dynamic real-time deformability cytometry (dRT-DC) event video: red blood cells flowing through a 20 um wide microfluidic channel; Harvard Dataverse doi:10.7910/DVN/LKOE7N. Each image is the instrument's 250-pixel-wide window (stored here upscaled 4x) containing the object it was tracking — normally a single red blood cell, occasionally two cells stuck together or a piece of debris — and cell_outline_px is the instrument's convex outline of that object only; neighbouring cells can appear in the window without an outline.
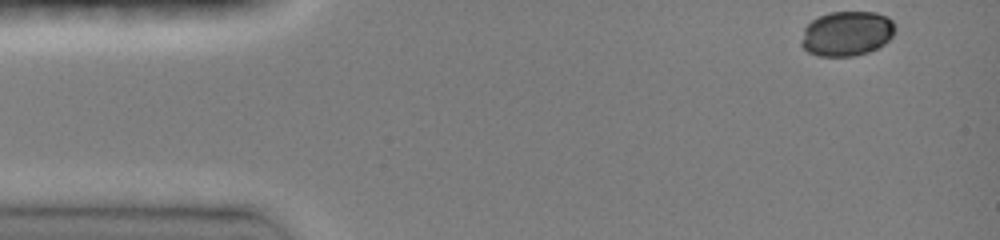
{"species": "common noctule bat (a hibernating species)", "species_latin": "Nyctalus noctula", "temperature_condition": "room temperature", "stored_images_in_passage": 40, "camera_frame_rate_fps": 3000, "um_per_image_px": 0.085, "animal": {"sex": "female", "body_mass_g": 19.0, "forearm_length_mm": 51.5}, "frame": {"image": 1, "passage_image": 1, "time_ms": 0.0, "image_size_px": [1000, 240], "cell_outline_px": [[896, 28], [892, 36], [884, 44], [868, 52], [856, 56], [820, 56], [808, 52], [800, 44], [800, 40], [804, 28], [816, 16], [828, 12], [876, 12], [888, 16], [896, 24]], "centroid_in_image_um": [71.97, 2.84], "position_along_channel_um": 13.0, "area_um2": 24.85}}
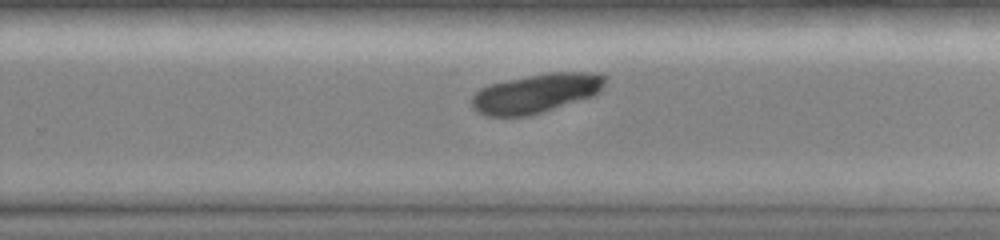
{"frame": {"image": 2, "passage_image": 28, "time_ms": 9.0, "image_size_px": [1000, 240], "cell_outline_px": [[608, 76], [600, 92], [592, 96], [528, 116], [488, 116], [476, 112], [472, 108], [472, 96], [480, 88], [488, 84], [548, 72], [596, 72]], "centroid_in_image_um": [45.57, 7.92], "position_along_channel_um": 284.2, "area_um2": 30.4}}
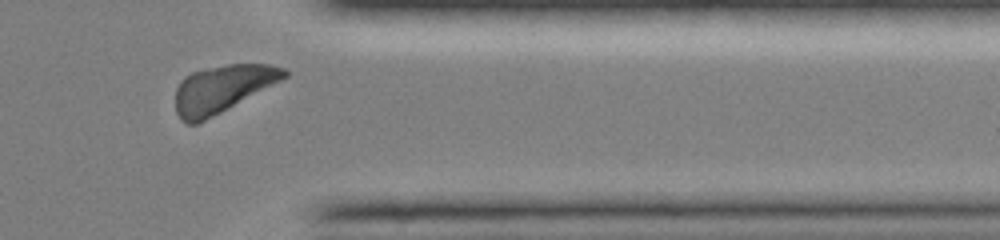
{"frame": {"image": 3, "passage_image": 36, "time_ms": 11.667, "image_size_px": [1000, 240], "cell_outline_px": [[288, 76], [220, 112], [196, 124], [188, 124], [180, 120], [176, 112], [176, 88], [180, 80], [184, 76], [192, 72], [208, 68], [228, 64], [268, 64], [284, 68], [288, 72]], "centroid_in_image_um": [18.85, 7.54], "position_along_channel_um": 392.5, "area_um2": 29.48}}